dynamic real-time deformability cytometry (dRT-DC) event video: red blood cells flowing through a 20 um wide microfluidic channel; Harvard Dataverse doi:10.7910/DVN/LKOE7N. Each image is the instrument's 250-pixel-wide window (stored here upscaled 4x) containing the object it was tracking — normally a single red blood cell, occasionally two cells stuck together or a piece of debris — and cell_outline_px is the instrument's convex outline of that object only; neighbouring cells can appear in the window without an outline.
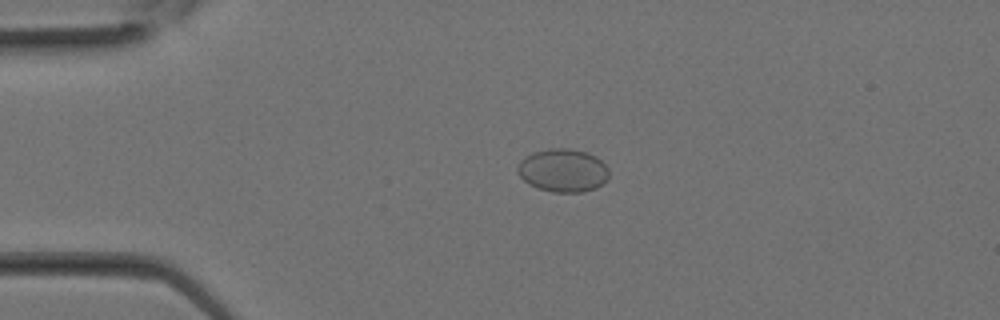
{"species": "Egyptian fruit bat (a non-hibernating species)", "species_latin": "Rousettus aegyptiacus", "temperature_condition": "room temperature", "stored_images_in_passage": 9, "camera_frame_rate_fps": 3000, "um_per_image_px": 0.085, "animal": {"sex": "female"}, "frame": {"image": 1, "passage_image": 1, "time_ms": 0.0, "image_size_px": [1000, 320], "cell_outline_px": [[608, 176], [596, 188], [580, 192], [552, 192], [536, 188], [528, 184], [516, 172], [516, 168], [520, 160], [524, 156], [532, 152], [548, 148], [568, 148], [588, 152], [596, 156], [608, 168]], "centroid_in_image_um": [47.79, 14.47], "position_along_channel_um": 37.2, "area_um2": 23.18}}
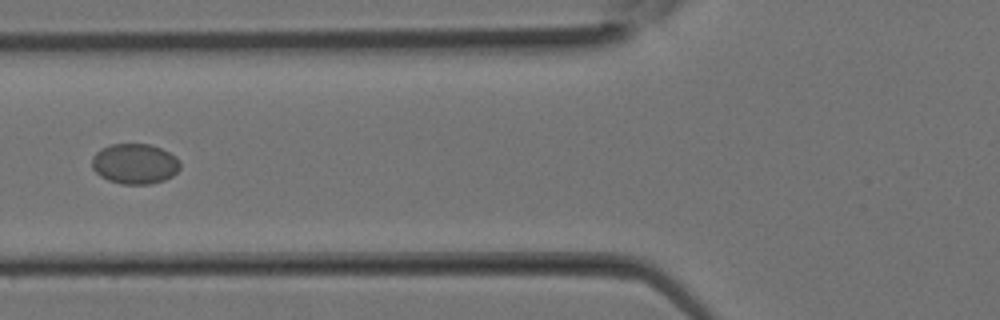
{"frame": {"image": 2, "passage_image": 6, "time_ms": 1.667, "image_size_px": [1000, 320], "cell_outline_px": [[180, 168], [172, 176], [164, 180], [148, 184], [120, 184], [108, 180], [100, 176], [92, 168], [92, 156], [100, 148], [112, 144], [148, 144], [160, 148], [176, 156], [180, 160]], "centroid_in_image_um": [11.45, 13.92], "position_along_channel_um": 114.4, "area_um2": 20.81}}
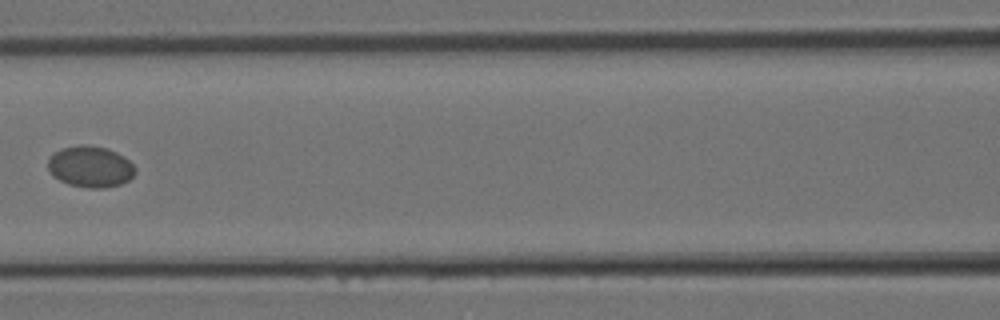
{"frame": {"image": 3, "passage_image": 8, "time_ms": 2.333, "image_size_px": [1000, 320], "cell_outline_px": [[136, 172], [128, 180], [120, 184], [104, 188], [88, 188], [68, 184], [52, 176], [48, 168], [48, 160], [60, 148], [80, 144], [88, 144], [108, 148], [124, 156], [136, 168]], "centroid_in_image_um": [7.68, 14.16], "position_along_channel_um": 158.9, "area_um2": 21.1}}